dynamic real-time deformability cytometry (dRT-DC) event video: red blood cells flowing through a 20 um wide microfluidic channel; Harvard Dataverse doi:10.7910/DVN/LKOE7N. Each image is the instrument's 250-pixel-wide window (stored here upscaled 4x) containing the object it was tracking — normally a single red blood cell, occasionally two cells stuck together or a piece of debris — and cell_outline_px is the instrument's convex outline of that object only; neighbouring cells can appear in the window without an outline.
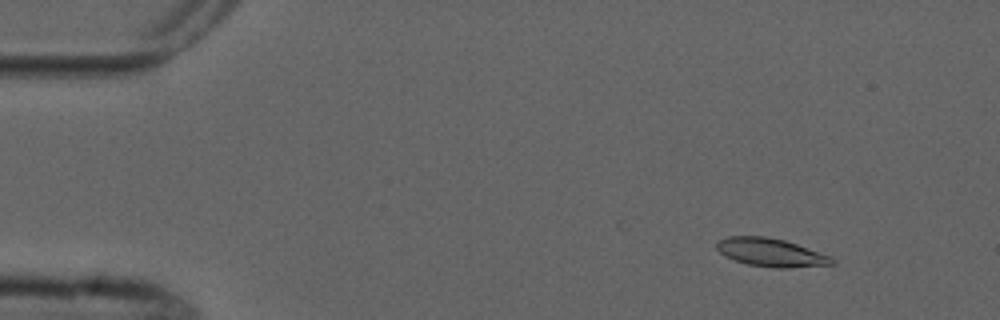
{"species": "common noctule bat (a hibernating species)", "species_latin": "Nyctalus noctula", "temperature_condition": "cold", "stored_images_in_passage": 8, "camera_frame_rate_fps": 3000, "um_per_image_px": 0.085, "animal": {"sex": "male", "forearm_length_mm": 52.5}, "frame": {"image": 1, "passage_image": 2, "time_ms": 1.0, "image_size_px": [1000, 320], "cell_outline_px": [[836, 264], [788, 268], [776, 268], [748, 264], [736, 260], [720, 252], [716, 248], [716, 244], [720, 240], [728, 236], [764, 236], [784, 240], [832, 256], [836, 260]], "centroid_in_image_um": [65.58, 21.46], "position_along_channel_um": 19.4, "area_um2": 18.84}}
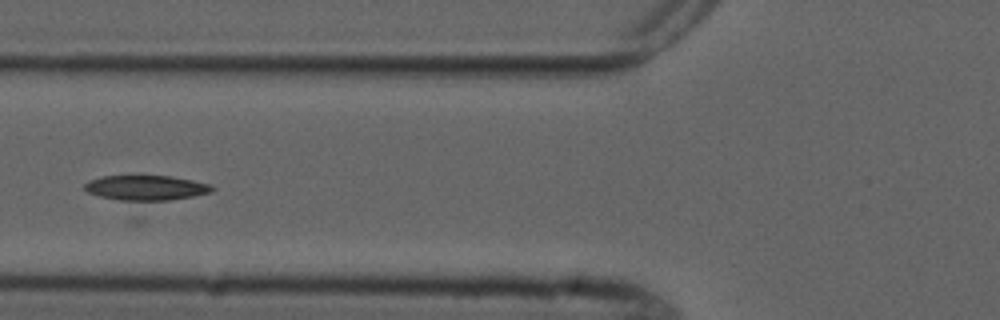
{"frame": {"image": 2, "passage_image": 5, "time_ms": 6.0, "image_size_px": [1000, 320], "cell_outline_px": [[216, 188], [212, 192], [192, 196], [168, 200], [140, 204], [136, 204], [100, 196], [88, 192], [84, 188], [84, 184], [88, 180], [100, 176], [172, 176], [212, 184]], "centroid_in_image_um": [12.41, 16.0], "position_along_channel_um": 113.4, "area_um2": 19.31}}